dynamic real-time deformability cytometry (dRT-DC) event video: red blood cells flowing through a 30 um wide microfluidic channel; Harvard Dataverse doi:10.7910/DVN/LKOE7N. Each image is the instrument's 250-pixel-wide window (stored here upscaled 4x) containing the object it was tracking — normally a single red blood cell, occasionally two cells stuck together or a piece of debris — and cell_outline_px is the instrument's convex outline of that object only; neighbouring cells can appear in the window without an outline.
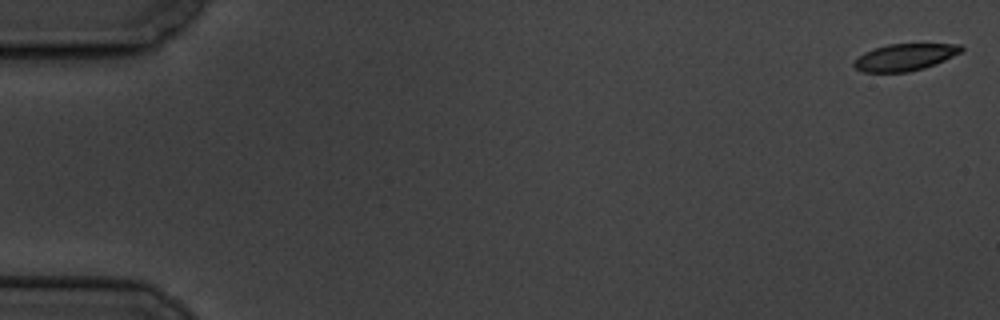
{"species": "common noctule bat (a hibernating species)", "species_latin": "Nyctalus noctula", "temperature_condition": "cold", "stored_images_in_passage": 6, "camera_frame_rate_fps": 3000, "um_per_image_px": 0.085, "animal": {"sex": "male", "body_mass_g": 19.5, "forearm_length_mm": 54.6}, "frame": {"image": 1, "passage_image": 1, "time_ms": 0.0, "image_size_px": [1000, 320], "cell_outline_px": [[964, 48], [960, 52], [936, 64], [924, 68], [908, 72], [864, 72], [856, 68], [852, 64], [864, 52], [888, 44], [960, 44]], "centroid_in_image_um": [76.92, 4.86], "position_along_channel_um": 8.1, "area_um2": 16.59}}
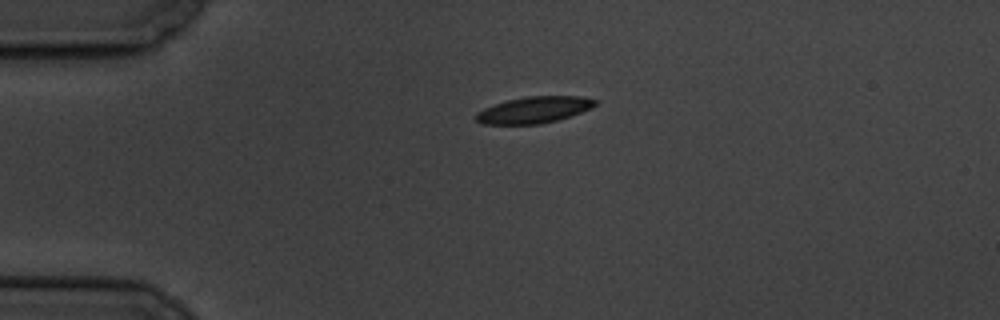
{"frame": {"image": 2, "passage_image": 5, "time_ms": 4.333, "image_size_px": [1000, 320], "cell_outline_px": [[600, 100], [596, 104], [580, 112], [556, 120], [540, 124], [484, 124], [476, 120], [476, 112], [484, 108], [508, 100], [528, 96], [580, 96]], "centroid_in_image_um": [45.38, 9.33], "position_along_channel_um": 39.6, "area_um2": 18.09}}